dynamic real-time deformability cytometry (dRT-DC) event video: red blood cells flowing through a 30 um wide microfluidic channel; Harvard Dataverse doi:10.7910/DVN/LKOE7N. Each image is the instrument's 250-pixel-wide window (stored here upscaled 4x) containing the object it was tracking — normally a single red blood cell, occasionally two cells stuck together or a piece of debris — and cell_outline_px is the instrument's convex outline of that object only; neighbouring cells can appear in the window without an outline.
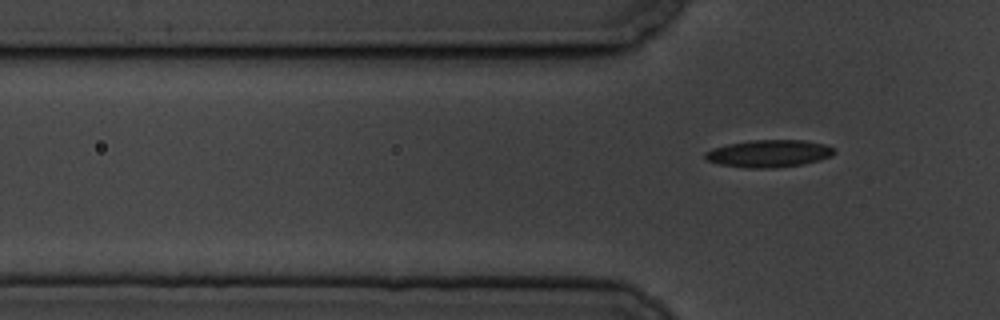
{"species": "common noctule bat (a hibernating species)", "species_latin": "Nyctalus noctula", "temperature_condition": "cold", "stored_images_in_passage": 5, "segment_of_instrument_passage": [2, 2], "camera_frame_rate_fps": 3000, "um_per_image_px": 0.085, "animal": {"sex": "male", "body_mass_g": 19.5, "forearm_length_mm": 54.6}, "frame": {"image": 1, "passage_image": 5, "time_ms": 5.667, "image_size_px": [1000, 320], "cell_outline_px": [[836, 152], [832, 156], [820, 160], [804, 164], [772, 168], [748, 168], [720, 164], [708, 160], [704, 156], [704, 152], [712, 148], [728, 144], [752, 140], [804, 140], [824, 144], [832, 148]], "centroid_in_image_um": [65.37, 13.05], "position_along_channel_um": 60.4, "area_um2": 20.52}}